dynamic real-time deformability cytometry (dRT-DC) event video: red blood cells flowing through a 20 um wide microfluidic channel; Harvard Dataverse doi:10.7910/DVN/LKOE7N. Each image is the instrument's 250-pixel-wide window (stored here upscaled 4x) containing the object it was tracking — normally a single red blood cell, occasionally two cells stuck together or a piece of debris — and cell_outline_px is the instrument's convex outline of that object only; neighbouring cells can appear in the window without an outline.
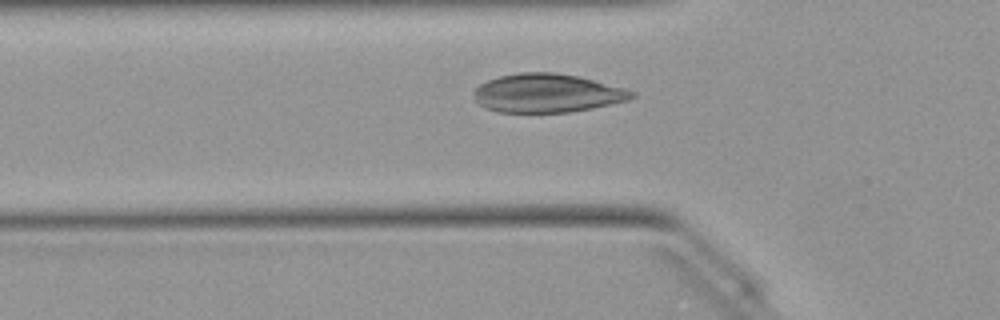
{"species": "Egyptian fruit bat (a non-hibernating species)", "species_latin": "Rousettus aegyptiacus", "temperature_condition": "warm", "stored_images_in_passage": 38, "camera_frame_rate_fps": 3000, "um_per_image_px": 0.085, "animal": {"sex": "female"}, "frame": {"image": 1, "passage_image": 6, "time_ms": 1.667, "image_size_px": [1000, 320], "cell_outline_px": [[636, 96], [628, 100], [592, 108], [568, 112], [496, 112], [484, 108], [476, 100], [472, 92], [480, 84], [488, 80], [500, 76], [520, 72], [552, 72], [580, 76], [624, 88], [636, 92]], "centroid_in_image_um": [46.5, 7.91], "position_along_channel_um": 79.3, "area_um2": 35.6}}
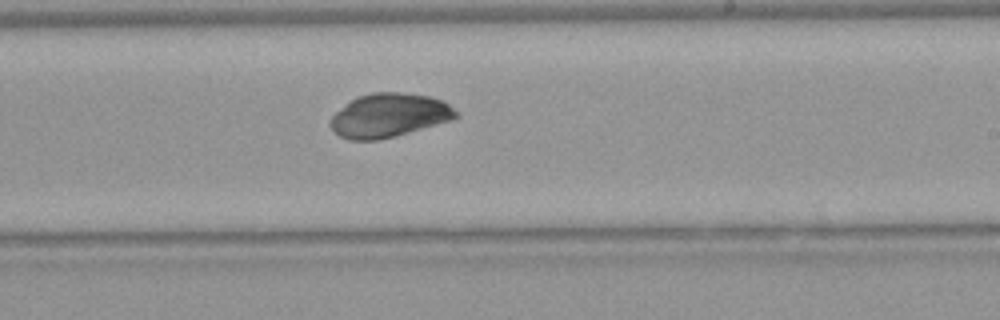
{"frame": {"image": 2, "passage_image": 19, "time_ms": 6.0, "image_size_px": [1000, 320], "cell_outline_px": [[460, 116], [452, 120], [396, 136], [376, 140], [348, 140], [340, 136], [328, 124], [332, 116], [336, 112], [356, 96], [372, 92], [400, 92], [428, 96], [440, 100], [448, 104], [460, 112]], "centroid_in_image_um": [33.08, 9.81], "position_along_channel_um": 255.9, "area_um2": 32.08}}
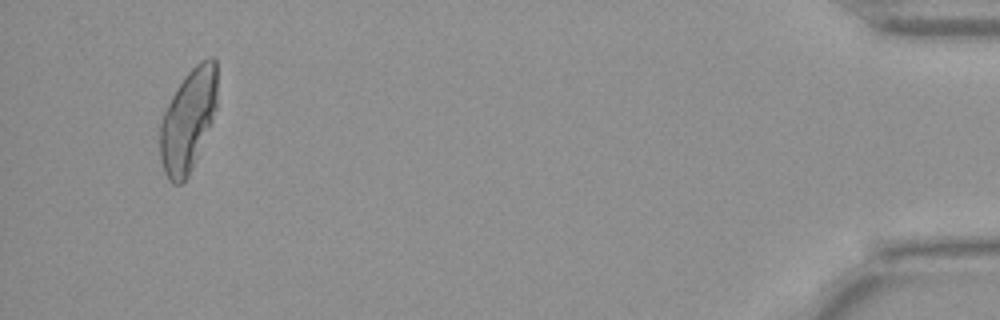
{"frame": {"image": 3, "passage_image": 37, "time_ms": 12.0, "image_size_px": [1000, 320], "cell_outline_px": [[216, 108], [212, 120], [192, 168], [188, 176], [180, 184], [172, 184], [168, 180], [164, 172], [160, 160], [160, 120], [176, 88], [184, 76], [200, 60], [208, 56], [212, 56], [216, 60]], "centroid_in_image_um": [15.97, 10.21], "position_along_channel_um": 419.2, "area_um2": 33.99}}